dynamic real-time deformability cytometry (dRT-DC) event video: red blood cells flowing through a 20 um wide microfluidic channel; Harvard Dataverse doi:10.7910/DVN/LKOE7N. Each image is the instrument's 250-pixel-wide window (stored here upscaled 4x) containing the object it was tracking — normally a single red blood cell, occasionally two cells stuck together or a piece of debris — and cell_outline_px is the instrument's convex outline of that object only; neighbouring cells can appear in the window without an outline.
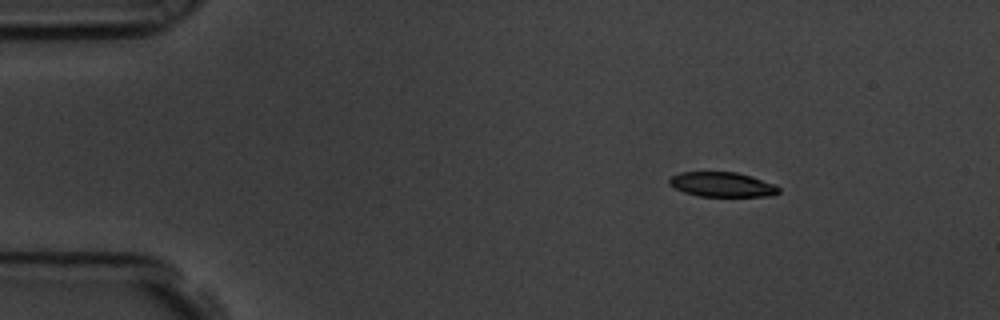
{"species": "common noctule bat (a hibernating species)", "species_latin": "Nyctalus noctula", "temperature_condition": "room temperature", "stored_images_in_passage": 50, "camera_frame_rate_fps": 3000, "um_per_image_px": 0.085, "animal": {"sex": "male", "body_mass_g": 19.5, "forearm_length_mm": 54.6}, "frame": {"image": 1, "passage_image": 1, "time_ms": 0.0, "image_size_px": [1000, 320], "cell_outline_px": [[780, 192], [772, 196], [700, 196], [684, 192], [668, 184], [668, 180], [672, 176], [680, 172], [736, 172], [752, 176], [776, 184], [780, 188]], "centroid_in_image_um": [61.42, 15.68], "position_along_channel_um": 23.6, "area_um2": 15.84}}
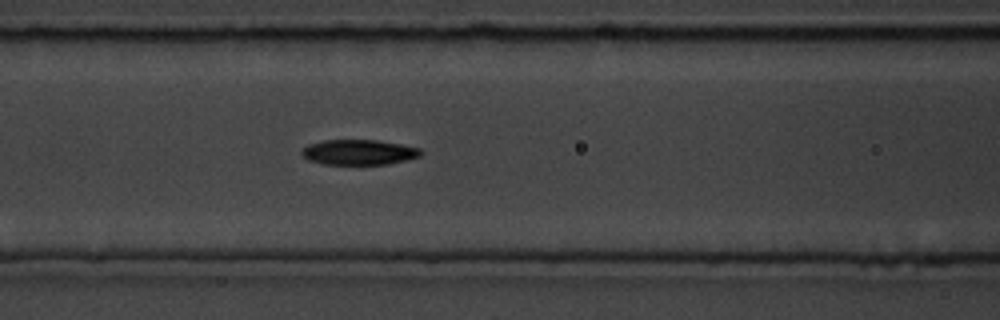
{"frame": {"image": 2, "passage_image": 17, "time_ms": 5.333, "image_size_px": [1000, 320], "cell_outline_px": [[424, 152], [420, 156], [408, 160], [388, 164], [324, 164], [308, 160], [300, 152], [308, 144], [324, 140], [376, 140], [400, 144], [420, 148]], "centroid_in_image_um": [30.53, 12.94], "position_along_channel_um": 136.1, "area_um2": 17.51}}
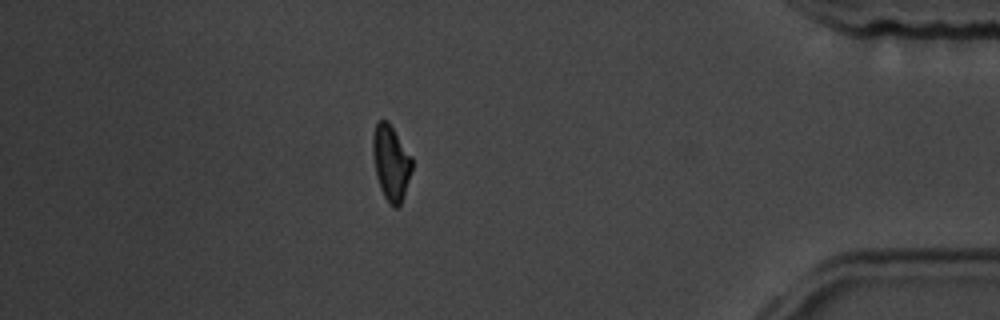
{"frame": {"image": 3, "passage_image": 43, "time_ms": 14.0, "image_size_px": [1000, 320], "cell_outline_px": [[412, 168], [404, 196], [400, 204], [396, 208], [392, 208], [388, 204], [380, 188], [376, 176], [372, 152], [372, 136], [376, 124], [380, 120], [388, 120], [412, 156]], "centroid_in_image_um": [33.23, 13.83], "position_along_channel_um": 402.0, "area_um2": 17.4}, "authors_computed_cell_mechanics": {"area_um2": 17.629, "velocity_mm_per_s": 3.5508, "shape_relaxation_time_tau1_ms": 3.6075, "shape_relaxation_time_tau2_ms": 1.601, "deformation_change_tau1": 0.158, "deformation_change_tau2": 0.0676}}